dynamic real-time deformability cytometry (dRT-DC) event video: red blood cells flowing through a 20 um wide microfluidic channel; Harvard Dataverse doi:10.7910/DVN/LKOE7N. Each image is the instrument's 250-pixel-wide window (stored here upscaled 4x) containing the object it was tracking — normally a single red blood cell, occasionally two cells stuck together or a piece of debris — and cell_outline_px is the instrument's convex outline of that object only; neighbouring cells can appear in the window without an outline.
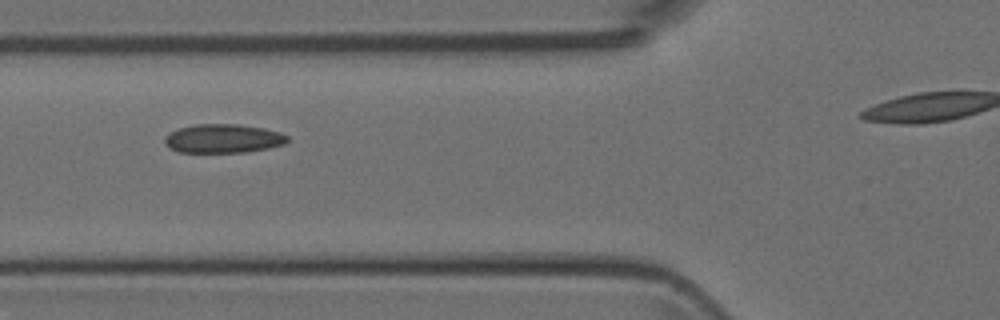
{"species": "Egyptian fruit bat (a non-hibernating species)", "species_latin": "Rousettus aegyptiacus", "temperature_condition": "room temperature", "stored_images_in_passage": 8, "segment_of_instrument_passage": [1, 2], "camera_frame_rate_fps": 3000, "um_per_image_px": 0.085, "animal": {"sex": "female"}, "frame": {"image": 1, "passage_image": 4, "time_ms": 4.333, "image_size_px": [1000, 320], "cell_outline_px": [[288, 140], [284, 144], [268, 148], [244, 152], [180, 152], [172, 148], [164, 140], [172, 132], [180, 128], [196, 124], [240, 124], [264, 128], [280, 132], [288, 136]], "centroid_in_image_um": [19.04, 11.77], "position_along_channel_um": 106.8, "area_um2": 20.29}}
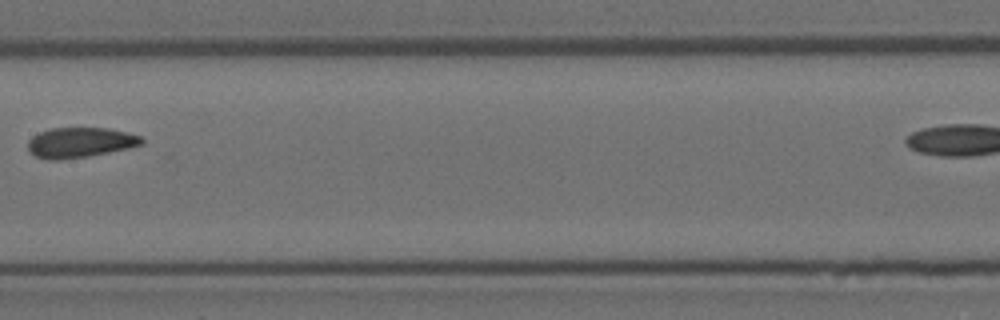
{"frame": {"image": 2, "passage_image": 6, "time_ms": 6.667, "image_size_px": [1000, 320], "cell_outline_px": [[144, 144], [128, 148], [88, 156], [60, 160], [44, 160], [36, 156], [28, 148], [28, 140], [32, 136], [40, 132], [52, 128], [108, 128], [140, 136], [144, 140]], "centroid_in_image_um": [6.79, 12.12], "position_along_channel_um": 200.6, "area_um2": 19.88}}
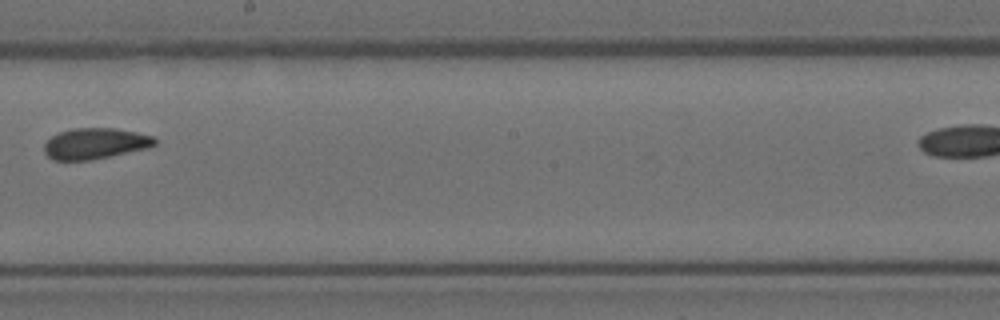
{"frame": {"image": 3, "passage_image": 7, "time_ms": 7.667, "image_size_px": [1000, 320], "cell_outline_px": [[156, 144], [148, 148], [92, 160], [52, 160], [44, 152], [44, 144], [52, 136], [60, 132], [72, 128], [116, 128], [136, 132], [152, 136], [156, 140]], "centroid_in_image_um": [8.08, 12.2], "position_along_channel_um": 240.1, "area_um2": 19.94}}